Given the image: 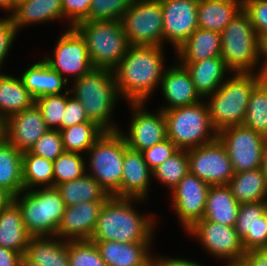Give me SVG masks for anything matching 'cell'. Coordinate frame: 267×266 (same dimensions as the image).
Segmentation results:
<instances>
[{"label":"cell","mask_w":267,"mask_h":266,"mask_svg":"<svg viewBox=\"0 0 267 266\" xmlns=\"http://www.w3.org/2000/svg\"><path fill=\"white\" fill-rule=\"evenodd\" d=\"M164 51V46H129L123 59L113 69L121 98L129 103L147 102L160 86L167 68Z\"/></svg>","instance_id":"6da1fadb"},{"label":"cell","mask_w":267,"mask_h":266,"mask_svg":"<svg viewBox=\"0 0 267 266\" xmlns=\"http://www.w3.org/2000/svg\"><path fill=\"white\" fill-rule=\"evenodd\" d=\"M144 201L139 198L109 196L100 210L90 240L121 243L153 242L156 229L155 215H141L133 206L137 202Z\"/></svg>","instance_id":"7a4b0ae2"},{"label":"cell","mask_w":267,"mask_h":266,"mask_svg":"<svg viewBox=\"0 0 267 266\" xmlns=\"http://www.w3.org/2000/svg\"><path fill=\"white\" fill-rule=\"evenodd\" d=\"M73 82L72 90L69 91L84 107L88 119L104 131H118L120 128L112 120V113L121 97L113 70L93 68Z\"/></svg>","instance_id":"3957f363"},{"label":"cell","mask_w":267,"mask_h":266,"mask_svg":"<svg viewBox=\"0 0 267 266\" xmlns=\"http://www.w3.org/2000/svg\"><path fill=\"white\" fill-rule=\"evenodd\" d=\"M259 84L257 73L233 72L232 76L206 99L214 129L243 125L251 92Z\"/></svg>","instance_id":"277c9868"},{"label":"cell","mask_w":267,"mask_h":266,"mask_svg":"<svg viewBox=\"0 0 267 266\" xmlns=\"http://www.w3.org/2000/svg\"><path fill=\"white\" fill-rule=\"evenodd\" d=\"M260 40L242 10L221 32V58L232 72L257 73L263 62Z\"/></svg>","instance_id":"5b68a950"},{"label":"cell","mask_w":267,"mask_h":266,"mask_svg":"<svg viewBox=\"0 0 267 266\" xmlns=\"http://www.w3.org/2000/svg\"><path fill=\"white\" fill-rule=\"evenodd\" d=\"M74 28L86 42L93 68L113 70L130 46L121 20H83Z\"/></svg>","instance_id":"8992f818"},{"label":"cell","mask_w":267,"mask_h":266,"mask_svg":"<svg viewBox=\"0 0 267 266\" xmlns=\"http://www.w3.org/2000/svg\"><path fill=\"white\" fill-rule=\"evenodd\" d=\"M127 144L121 132L104 131L86 153V173L110 196L121 197L123 160Z\"/></svg>","instance_id":"52a82bcc"},{"label":"cell","mask_w":267,"mask_h":266,"mask_svg":"<svg viewBox=\"0 0 267 266\" xmlns=\"http://www.w3.org/2000/svg\"><path fill=\"white\" fill-rule=\"evenodd\" d=\"M14 201L32 237L56 236L66 206L55 187L23 190Z\"/></svg>","instance_id":"ba28073f"},{"label":"cell","mask_w":267,"mask_h":266,"mask_svg":"<svg viewBox=\"0 0 267 266\" xmlns=\"http://www.w3.org/2000/svg\"><path fill=\"white\" fill-rule=\"evenodd\" d=\"M206 99L190 106L163 111L167 124V138L178 149L189 150L215 140L214 129Z\"/></svg>","instance_id":"9c48e42d"},{"label":"cell","mask_w":267,"mask_h":266,"mask_svg":"<svg viewBox=\"0 0 267 266\" xmlns=\"http://www.w3.org/2000/svg\"><path fill=\"white\" fill-rule=\"evenodd\" d=\"M121 22L130 45L163 46L161 0H134Z\"/></svg>","instance_id":"30bf717a"},{"label":"cell","mask_w":267,"mask_h":266,"mask_svg":"<svg viewBox=\"0 0 267 266\" xmlns=\"http://www.w3.org/2000/svg\"><path fill=\"white\" fill-rule=\"evenodd\" d=\"M235 173L258 169L261 166L267 138L244 125H235L218 132Z\"/></svg>","instance_id":"8fae6325"},{"label":"cell","mask_w":267,"mask_h":266,"mask_svg":"<svg viewBox=\"0 0 267 266\" xmlns=\"http://www.w3.org/2000/svg\"><path fill=\"white\" fill-rule=\"evenodd\" d=\"M189 172L210 186L227 185L235 175L225 146L218 137L187 150Z\"/></svg>","instance_id":"7c38bea8"},{"label":"cell","mask_w":267,"mask_h":266,"mask_svg":"<svg viewBox=\"0 0 267 266\" xmlns=\"http://www.w3.org/2000/svg\"><path fill=\"white\" fill-rule=\"evenodd\" d=\"M53 52L43 60L68 82L70 75L76 80L93 69L86 42L74 27L60 35Z\"/></svg>","instance_id":"4fadbf2b"},{"label":"cell","mask_w":267,"mask_h":266,"mask_svg":"<svg viewBox=\"0 0 267 266\" xmlns=\"http://www.w3.org/2000/svg\"><path fill=\"white\" fill-rule=\"evenodd\" d=\"M128 104H131L132 110L127 131L129 133L119 129L128 148L142 152L167 139V124L163 110L152 113L147 111L145 103Z\"/></svg>","instance_id":"5bb4252c"},{"label":"cell","mask_w":267,"mask_h":266,"mask_svg":"<svg viewBox=\"0 0 267 266\" xmlns=\"http://www.w3.org/2000/svg\"><path fill=\"white\" fill-rule=\"evenodd\" d=\"M187 234L195 237L206 253L218 259L231 260L244 256L242 239L235 227L211 222L205 218L195 223Z\"/></svg>","instance_id":"9a60e30c"},{"label":"cell","mask_w":267,"mask_h":266,"mask_svg":"<svg viewBox=\"0 0 267 266\" xmlns=\"http://www.w3.org/2000/svg\"><path fill=\"white\" fill-rule=\"evenodd\" d=\"M210 185L188 172L171 191L172 209L184 231L203 219Z\"/></svg>","instance_id":"2e32d148"},{"label":"cell","mask_w":267,"mask_h":266,"mask_svg":"<svg viewBox=\"0 0 267 266\" xmlns=\"http://www.w3.org/2000/svg\"><path fill=\"white\" fill-rule=\"evenodd\" d=\"M198 4L199 0H161L163 45L169 41L176 50L198 28Z\"/></svg>","instance_id":"e0dca14e"},{"label":"cell","mask_w":267,"mask_h":266,"mask_svg":"<svg viewBox=\"0 0 267 266\" xmlns=\"http://www.w3.org/2000/svg\"><path fill=\"white\" fill-rule=\"evenodd\" d=\"M48 130L35 103L5 120L6 140L21 152L29 151Z\"/></svg>","instance_id":"ac0fdd59"},{"label":"cell","mask_w":267,"mask_h":266,"mask_svg":"<svg viewBox=\"0 0 267 266\" xmlns=\"http://www.w3.org/2000/svg\"><path fill=\"white\" fill-rule=\"evenodd\" d=\"M104 202L66 206L56 236L64 241L90 240Z\"/></svg>","instance_id":"d6986e66"},{"label":"cell","mask_w":267,"mask_h":266,"mask_svg":"<svg viewBox=\"0 0 267 266\" xmlns=\"http://www.w3.org/2000/svg\"><path fill=\"white\" fill-rule=\"evenodd\" d=\"M160 88L164 101L167 103L159 108L163 111L194 105L203 100L196 92L188 70L179 62L171 67L167 66L161 79Z\"/></svg>","instance_id":"ffe728a7"},{"label":"cell","mask_w":267,"mask_h":266,"mask_svg":"<svg viewBox=\"0 0 267 266\" xmlns=\"http://www.w3.org/2000/svg\"><path fill=\"white\" fill-rule=\"evenodd\" d=\"M152 172L146 164L142 152L127 148L123 160L121 197L147 201Z\"/></svg>","instance_id":"44dd1931"},{"label":"cell","mask_w":267,"mask_h":266,"mask_svg":"<svg viewBox=\"0 0 267 266\" xmlns=\"http://www.w3.org/2000/svg\"><path fill=\"white\" fill-rule=\"evenodd\" d=\"M107 266H150L152 242L92 241ZM151 253V254H150Z\"/></svg>","instance_id":"7402d4cb"},{"label":"cell","mask_w":267,"mask_h":266,"mask_svg":"<svg viewBox=\"0 0 267 266\" xmlns=\"http://www.w3.org/2000/svg\"><path fill=\"white\" fill-rule=\"evenodd\" d=\"M188 70L196 92L202 99L213 94L233 73L221 56L191 63H180ZM229 73L230 75H227Z\"/></svg>","instance_id":"603a6c76"},{"label":"cell","mask_w":267,"mask_h":266,"mask_svg":"<svg viewBox=\"0 0 267 266\" xmlns=\"http://www.w3.org/2000/svg\"><path fill=\"white\" fill-rule=\"evenodd\" d=\"M24 86L34 99L46 95L61 94L67 89L68 81L51 69L42 59L26 69L21 75ZM66 89H65V87Z\"/></svg>","instance_id":"cb8c5ba5"},{"label":"cell","mask_w":267,"mask_h":266,"mask_svg":"<svg viewBox=\"0 0 267 266\" xmlns=\"http://www.w3.org/2000/svg\"><path fill=\"white\" fill-rule=\"evenodd\" d=\"M243 10V0H199L198 28L221 33Z\"/></svg>","instance_id":"d4e9b609"},{"label":"cell","mask_w":267,"mask_h":266,"mask_svg":"<svg viewBox=\"0 0 267 266\" xmlns=\"http://www.w3.org/2000/svg\"><path fill=\"white\" fill-rule=\"evenodd\" d=\"M221 33L197 28L188 39L176 49L179 63H191L221 56Z\"/></svg>","instance_id":"484cf974"},{"label":"cell","mask_w":267,"mask_h":266,"mask_svg":"<svg viewBox=\"0 0 267 266\" xmlns=\"http://www.w3.org/2000/svg\"><path fill=\"white\" fill-rule=\"evenodd\" d=\"M24 257L40 266H69L68 241L57 236L31 237Z\"/></svg>","instance_id":"4316f807"},{"label":"cell","mask_w":267,"mask_h":266,"mask_svg":"<svg viewBox=\"0 0 267 266\" xmlns=\"http://www.w3.org/2000/svg\"><path fill=\"white\" fill-rule=\"evenodd\" d=\"M31 237L18 204L12 201L0 212V246L24 256Z\"/></svg>","instance_id":"83f0119b"},{"label":"cell","mask_w":267,"mask_h":266,"mask_svg":"<svg viewBox=\"0 0 267 266\" xmlns=\"http://www.w3.org/2000/svg\"><path fill=\"white\" fill-rule=\"evenodd\" d=\"M19 32L25 26L62 19L61 0H26L9 15Z\"/></svg>","instance_id":"f1b7e54d"},{"label":"cell","mask_w":267,"mask_h":266,"mask_svg":"<svg viewBox=\"0 0 267 266\" xmlns=\"http://www.w3.org/2000/svg\"><path fill=\"white\" fill-rule=\"evenodd\" d=\"M239 205L227 185L210 186L203 218L234 227Z\"/></svg>","instance_id":"f546056e"},{"label":"cell","mask_w":267,"mask_h":266,"mask_svg":"<svg viewBox=\"0 0 267 266\" xmlns=\"http://www.w3.org/2000/svg\"><path fill=\"white\" fill-rule=\"evenodd\" d=\"M35 99L24 86L20 77L0 72V117L10 116L30 108Z\"/></svg>","instance_id":"4dcf8cb0"},{"label":"cell","mask_w":267,"mask_h":266,"mask_svg":"<svg viewBox=\"0 0 267 266\" xmlns=\"http://www.w3.org/2000/svg\"><path fill=\"white\" fill-rule=\"evenodd\" d=\"M227 186L240 204L267 201V178L261 168L235 173Z\"/></svg>","instance_id":"1f68e13d"},{"label":"cell","mask_w":267,"mask_h":266,"mask_svg":"<svg viewBox=\"0 0 267 266\" xmlns=\"http://www.w3.org/2000/svg\"><path fill=\"white\" fill-rule=\"evenodd\" d=\"M55 188L59 191L65 206L83 202H105L110 196L88 173L78 179L58 184Z\"/></svg>","instance_id":"d6a6232c"},{"label":"cell","mask_w":267,"mask_h":266,"mask_svg":"<svg viewBox=\"0 0 267 266\" xmlns=\"http://www.w3.org/2000/svg\"><path fill=\"white\" fill-rule=\"evenodd\" d=\"M22 154L6 139L0 144V187L14 197L24 190Z\"/></svg>","instance_id":"836d02e7"},{"label":"cell","mask_w":267,"mask_h":266,"mask_svg":"<svg viewBox=\"0 0 267 266\" xmlns=\"http://www.w3.org/2000/svg\"><path fill=\"white\" fill-rule=\"evenodd\" d=\"M22 166L24 190L54 187L53 161L24 151Z\"/></svg>","instance_id":"e575fe53"},{"label":"cell","mask_w":267,"mask_h":266,"mask_svg":"<svg viewBox=\"0 0 267 266\" xmlns=\"http://www.w3.org/2000/svg\"><path fill=\"white\" fill-rule=\"evenodd\" d=\"M59 131L65 152L84 155L104 133L102 128L90 120Z\"/></svg>","instance_id":"d590c367"},{"label":"cell","mask_w":267,"mask_h":266,"mask_svg":"<svg viewBox=\"0 0 267 266\" xmlns=\"http://www.w3.org/2000/svg\"><path fill=\"white\" fill-rule=\"evenodd\" d=\"M189 172L187 150H178L169 159L153 170V178L168 187L170 192Z\"/></svg>","instance_id":"8d00e7d4"},{"label":"cell","mask_w":267,"mask_h":266,"mask_svg":"<svg viewBox=\"0 0 267 266\" xmlns=\"http://www.w3.org/2000/svg\"><path fill=\"white\" fill-rule=\"evenodd\" d=\"M243 125L267 138V91L260 84L251 92Z\"/></svg>","instance_id":"74e56055"},{"label":"cell","mask_w":267,"mask_h":266,"mask_svg":"<svg viewBox=\"0 0 267 266\" xmlns=\"http://www.w3.org/2000/svg\"><path fill=\"white\" fill-rule=\"evenodd\" d=\"M54 187L58 184L72 181L82 177L86 173V160L83 154L64 152L55 161Z\"/></svg>","instance_id":"f35d334b"},{"label":"cell","mask_w":267,"mask_h":266,"mask_svg":"<svg viewBox=\"0 0 267 266\" xmlns=\"http://www.w3.org/2000/svg\"><path fill=\"white\" fill-rule=\"evenodd\" d=\"M68 99V91L61 94L46 95L35 99L47 127L61 130V121Z\"/></svg>","instance_id":"ab89813d"},{"label":"cell","mask_w":267,"mask_h":266,"mask_svg":"<svg viewBox=\"0 0 267 266\" xmlns=\"http://www.w3.org/2000/svg\"><path fill=\"white\" fill-rule=\"evenodd\" d=\"M69 266H107L91 240L68 241Z\"/></svg>","instance_id":"60d3db41"},{"label":"cell","mask_w":267,"mask_h":266,"mask_svg":"<svg viewBox=\"0 0 267 266\" xmlns=\"http://www.w3.org/2000/svg\"><path fill=\"white\" fill-rule=\"evenodd\" d=\"M267 212V201L242 203L235 224L239 237L254 236V225Z\"/></svg>","instance_id":"b9f144b4"},{"label":"cell","mask_w":267,"mask_h":266,"mask_svg":"<svg viewBox=\"0 0 267 266\" xmlns=\"http://www.w3.org/2000/svg\"><path fill=\"white\" fill-rule=\"evenodd\" d=\"M134 0H91L85 20H121Z\"/></svg>","instance_id":"7bdbcfd3"},{"label":"cell","mask_w":267,"mask_h":266,"mask_svg":"<svg viewBox=\"0 0 267 266\" xmlns=\"http://www.w3.org/2000/svg\"><path fill=\"white\" fill-rule=\"evenodd\" d=\"M30 153L55 161L65 152L59 130L49 129L30 148Z\"/></svg>","instance_id":"ee69618b"},{"label":"cell","mask_w":267,"mask_h":266,"mask_svg":"<svg viewBox=\"0 0 267 266\" xmlns=\"http://www.w3.org/2000/svg\"><path fill=\"white\" fill-rule=\"evenodd\" d=\"M243 10L249 15L256 34H267V0H243Z\"/></svg>","instance_id":"f6af8a7d"},{"label":"cell","mask_w":267,"mask_h":266,"mask_svg":"<svg viewBox=\"0 0 267 266\" xmlns=\"http://www.w3.org/2000/svg\"><path fill=\"white\" fill-rule=\"evenodd\" d=\"M178 150L177 146L167 138L156 145L145 149L142 151V154L146 164L153 171Z\"/></svg>","instance_id":"bcb514c9"},{"label":"cell","mask_w":267,"mask_h":266,"mask_svg":"<svg viewBox=\"0 0 267 266\" xmlns=\"http://www.w3.org/2000/svg\"><path fill=\"white\" fill-rule=\"evenodd\" d=\"M62 18L69 21L68 27H74L76 24L88 17L91 0H61Z\"/></svg>","instance_id":"7dc6e473"},{"label":"cell","mask_w":267,"mask_h":266,"mask_svg":"<svg viewBox=\"0 0 267 266\" xmlns=\"http://www.w3.org/2000/svg\"><path fill=\"white\" fill-rule=\"evenodd\" d=\"M86 121H89L86 110L79 100L72 96L70 91H68V99L61 121V129L69 128Z\"/></svg>","instance_id":"c3c4849f"},{"label":"cell","mask_w":267,"mask_h":266,"mask_svg":"<svg viewBox=\"0 0 267 266\" xmlns=\"http://www.w3.org/2000/svg\"><path fill=\"white\" fill-rule=\"evenodd\" d=\"M18 32L9 15L0 18V68H2ZM2 70V69H0Z\"/></svg>","instance_id":"681fc988"},{"label":"cell","mask_w":267,"mask_h":266,"mask_svg":"<svg viewBox=\"0 0 267 266\" xmlns=\"http://www.w3.org/2000/svg\"><path fill=\"white\" fill-rule=\"evenodd\" d=\"M244 251L267 249V212L254 225V236H245L242 239Z\"/></svg>","instance_id":"f907efd6"},{"label":"cell","mask_w":267,"mask_h":266,"mask_svg":"<svg viewBox=\"0 0 267 266\" xmlns=\"http://www.w3.org/2000/svg\"><path fill=\"white\" fill-rule=\"evenodd\" d=\"M150 266H203L199 262L194 260L179 258V257H169V256H159L152 255L150 260Z\"/></svg>","instance_id":"816d5d0a"},{"label":"cell","mask_w":267,"mask_h":266,"mask_svg":"<svg viewBox=\"0 0 267 266\" xmlns=\"http://www.w3.org/2000/svg\"><path fill=\"white\" fill-rule=\"evenodd\" d=\"M23 255L0 246V266H21Z\"/></svg>","instance_id":"f5cc1de1"},{"label":"cell","mask_w":267,"mask_h":266,"mask_svg":"<svg viewBox=\"0 0 267 266\" xmlns=\"http://www.w3.org/2000/svg\"><path fill=\"white\" fill-rule=\"evenodd\" d=\"M252 266H267V249H254L244 253Z\"/></svg>","instance_id":"db71d44e"},{"label":"cell","mask_w":267,"mask_h":266,"mask_svg":"<svg viewBox=\"0 0 267 266\" xmlns=\"http://www.w3.org/2000/svg\"><path fill=\"white\" fill-rule=\"evenodd\" d=\"M14 201V196L6 189L0 187V212Z\"/></svg>","instance_id":"11a10c76"},{"label":"cell","mask_w":267,"mask_h":266,"mask_svg":"<svg viewBox=\"0 0 267 266\" xmlns=\"http://www.w3.org/2000/svg\"><path fill=\"white\" fill-rule=\"evenodd\" d=\"M257 75L259 84L267 91V63H261L258 68Z\"/></svg>","instance_id":"9f6ffc18"},{"label":"cell","mask_w":267,"mask_h":266,"mask_svg":"<svg viewBox=\"0 0 267 266\" xmlns=\"http://www.w3.org/2000/svg\"><path fill=\"white\" fill-rule=\"evenodd\" d=\"M225 261L228 266H252L245 256Z\"/></svg>","instance_id":"6f0895ef"},{"label":"cell","mask_w":267,"mask_h":266,"mask_svg":"<svg viewBox=\"0 0 267 266\" xmlns=\"http://www.w3.org/2000/svg\"><path fill=\"white\" fill-rule=\"evenodd\" d=\"M261 58L264 57L263 63H267V34L260 40Z\"/></svg>","instance_id":"680465c9"},{"label":"cell","mask_w":267,"mask_h":266,"mask_svg":"<svg viewBox=\"0 0 267 266\" xmlns=\"http://www.w3.org/2000/svg\"><path fill=\"white\" fill-rule=\"evenodd\" d=\"M0 9L3 10V12H9V14L12 13V0H0Z\"/></svg>","instance_id":"91938a15"},{"label":"cell","mask_w":267,"mask_h":266,"mask_svg":"<svg viewBox=\"0 0 267 266\" xmlns=\"http://www.w3.org/2000/svg\"><path fill=\"white\" fill-rule=\"evenodd\" d=\"M260 168H261L262 172L264 173L265 177L267 178V144L264 148Z\"/></svg>","instance_id":"94428289"},{"label":"cell","mask_w":267,"mask_h":266,"mask_svg":"<svg viewBox=\"0 0 267 266\" xmlns=\"http://www.w3.org/2000/svg\"><path fill=\"white\" fill-rule=\"evenodd\" d=\"M6 139L5 119L0 117V144Z\"/></svg>","instance_id":"6125c7cd"},{"label":"cell","mask_w":267,"mask_h":266,"mask_svg":"<svg viewBox=\"0 0 267 266\" xmlns=\"http://www.w3.org/2000/svg\"><path fill=\"white\" fill-rule=\"evenodd\" d=\"M21 266H40L29 262L24 256L22 257Z\"/></svg>","instance_id":"be15d7a7"},{"label":"cell","mask_w":267,"mask_h":266,"mask_svg":"<svg viewBox=\"0 0 267 266\" xmlns=\"http://www.w3.org/2000/svg\"><path fill=\"white\" fill-rule=\"evenodd\" d=\"M23 1H26V0H12V12L14 11L15 7H16L19 3L23 2Z\"/></svg>","instance_id":"e7e4bbea"}]
</instances>
